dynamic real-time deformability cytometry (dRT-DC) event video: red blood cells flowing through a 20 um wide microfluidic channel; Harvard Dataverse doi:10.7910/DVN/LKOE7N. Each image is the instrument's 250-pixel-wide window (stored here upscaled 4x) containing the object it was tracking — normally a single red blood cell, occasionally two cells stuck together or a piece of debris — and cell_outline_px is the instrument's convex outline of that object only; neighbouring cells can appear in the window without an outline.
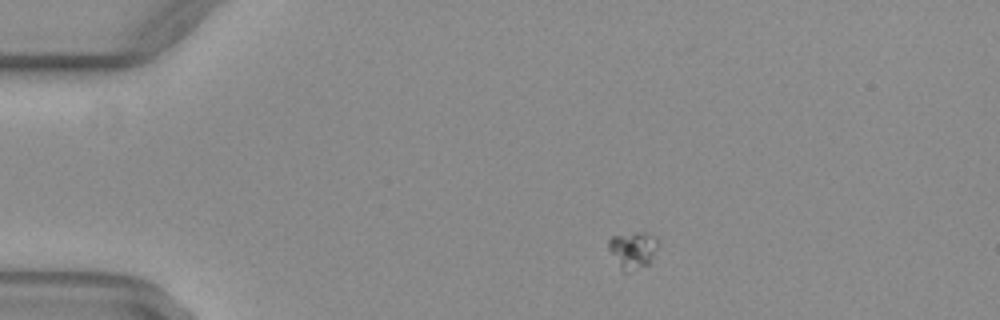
{"species": "common noctule bat (a hibernating species)", "species_latin": "Nyctalus noctula", "temperature_condition": "warm", "stored_images_in_passage": 49, "camera_frame_rate_fps": 3000, "um_per_image_px": 0.085, "animal": {"sex": "female", "body_mass_g": 29.2, "forearm_length_mm": 56.3}, "frame": {"image": 1, "passage_image": 6, "time_ms": 1.667, "image_size_px": [1000, 320], "cell_outline_px": [[656, 248], [648, 264], [624, 276], [620, 272], [608, 248], [608, 240], [612, 236], [636, 232], [644, 232], [656, 240]], "centroid_in_image_um": [53.69, 21.33], "position_along_channel_um": 31.3, "area_um2": 10.75}}
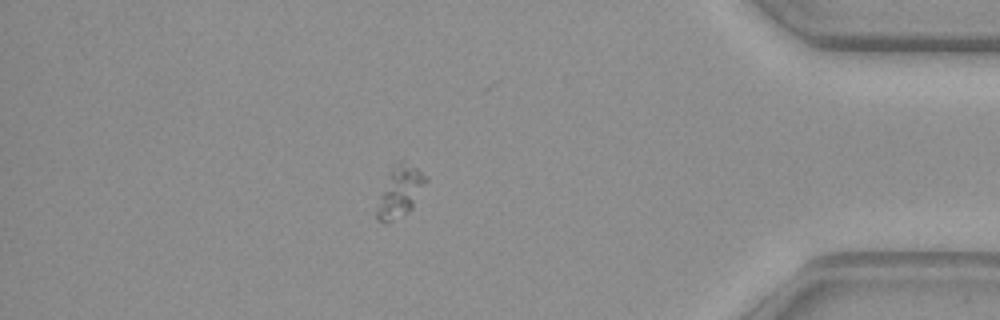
{"frame": {"image": 2, "passage_image": 42, "time_ms": 13.667, "image_size_px": [1000, 320], "cell_outline_px": [[428, 180], [412, 208], [408, 212], [384, 224], [376, 220], [376, 212], [380, 196], [392, 164], [400, 160], [404, 160], [428, 176]], "centroid_in_image_um": [34.0, 16.26], "position_along_channel_um": 401.2, "area_um2": 14.51}}
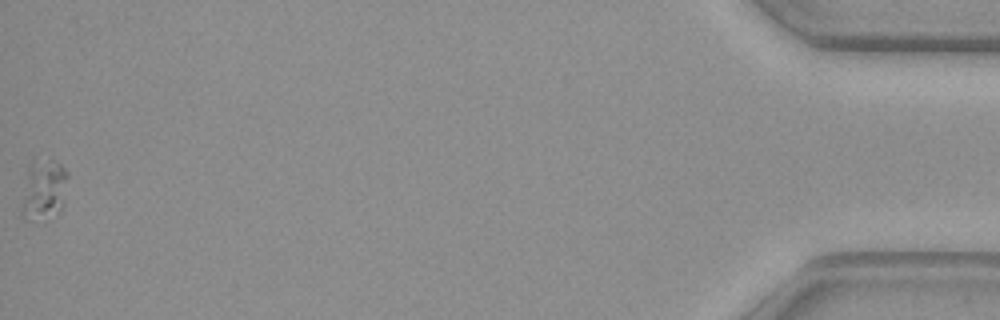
{"frame": {"image": 3, "passage_image": 49, "time_ms": 16.0, "image_size_px": [1000, 320], "cell_outline_px": [[68, 176], [64, 204], [60, 212], [56, 216], [32, 220], [24, 220], [20, 216], [20, 208], [28, 168], [56, 164], [60, 164], [68, 172]], "centroid_in_image_um": [3.73, 16.33], "position_along_channel_um": 431.5, "area_um2": 15.61}}